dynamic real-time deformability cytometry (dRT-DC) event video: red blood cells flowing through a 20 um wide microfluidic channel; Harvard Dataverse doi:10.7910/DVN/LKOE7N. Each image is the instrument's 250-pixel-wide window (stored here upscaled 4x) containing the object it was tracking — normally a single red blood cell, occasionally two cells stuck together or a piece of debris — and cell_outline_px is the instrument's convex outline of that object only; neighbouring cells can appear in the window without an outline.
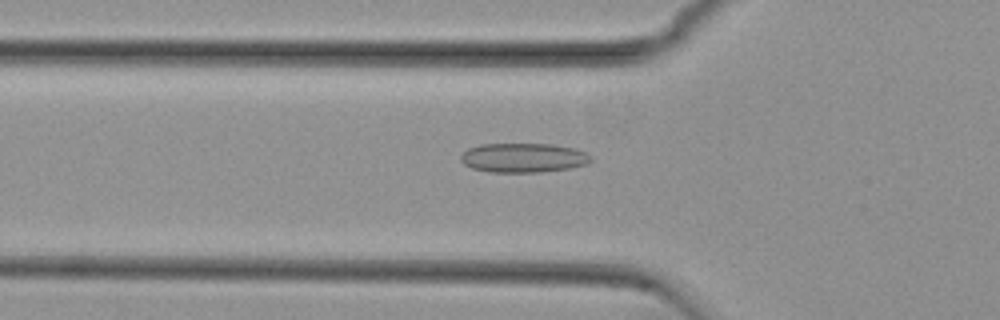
{"species": "common noctule bat (a hibernating species)", "species_latin": "Nyctalus noctula", "temperature_condition": "cold", "stored_images_in_passage": 49, "camera_frame_rate_fps": 3000, "um_per_image_px": 0.085, "animal": {"sex": "female", "body_mass_g": 29.2, "forearm_length_mm": 56.3}, "frame": {"image": 1, "passage_image": 19, "time_ms": 6.0, "image_size_px": [1000, 320], "cell_outline_px": [[592, 160], [588, 164], [568, 168], [540, 172], [488, 172], [472, 168], [464, 164], [460, 160], [460, 156], [468, 148], [480, 144], [552, 144], [572, 148], [584, 152], [592, 156]], "centroid_in_image_um": [44.46, 13.41], "position_along_channel_um": 81.3, "area_um2": 22.25}}
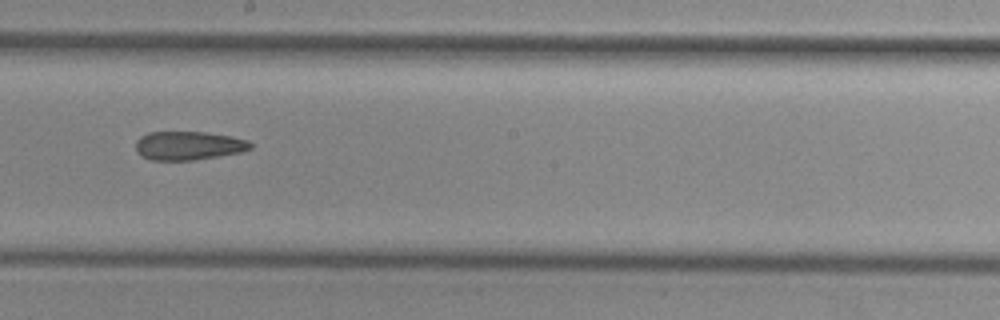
{"frame": {"image": 2, "passage_image": 31, "time_ms": 10.0, "image_size_px": [1000, 320], "cell_outline_px": [[252, 148], [240, 152], [220, 156], [192, 160], [152, 160], [140, 156], [136, 152], [136, 140], [140, 136], [148, 132], [204, 132], [232, 136], [248, 140], [252, 144]], "centroid_in_image_um": [16.0, 12.38], "position_along_channel_um": 232.2, "area_um2": 19.31}}
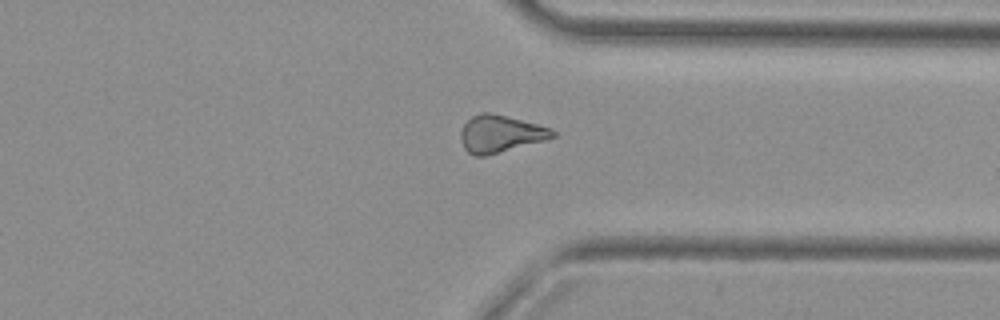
{"frame": {"image": 3, "passage_image": 42, "time_ms": 13.667, "image_size_px": [1000, 320], "cell_outline_px": [[556, 136], [544, 140], [484, 156], [476, 156], [468, 152], [464, 148], [460, 140], [460, 132], [464, 124], [472, 116], [480, 112], [488, 112], [552, 128], [556, 132]], "centroid_in_image_um": [42.5, 11.37], "position_along_channel_um": 368.9, "area_um2": 19.59}, "authors_computed_cell_mechanics": {"area_um2": 20.4612, "velocity_mm_per_s": 3.7546, "shape_relaxation_time_tau1_ms": null, "shape_relaxation_time_tau2_ms": 9.1325, "deformation_change_tau1": null, "deformation_change_tau2": 0.1826}}